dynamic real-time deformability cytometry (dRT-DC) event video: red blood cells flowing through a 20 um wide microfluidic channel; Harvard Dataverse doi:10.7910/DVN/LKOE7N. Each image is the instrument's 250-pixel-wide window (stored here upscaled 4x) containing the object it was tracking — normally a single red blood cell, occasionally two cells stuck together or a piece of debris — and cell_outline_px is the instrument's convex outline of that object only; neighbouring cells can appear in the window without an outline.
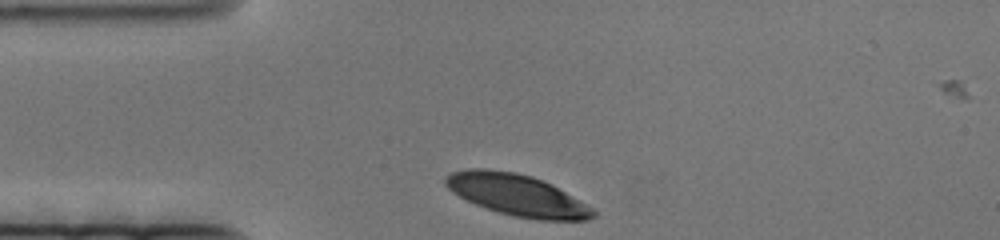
{"species": "human", "species_latin": "Homo sapiens", "temperature_condition": "cold", "stored_images_in_passage": 46, "camera_frame_rate_fps": 3000, "um_per_image_px": 0.085, "donor": {"sex": "female"}, "frame": {"image": 1, "passage_image": 1, "time_ms": 0.0, "image_size_px": [1000, 240], "cell_outline_px": [[596, 216], [588, 220], [536, 220], [516, 216], [500, 212], [476, 204], [452, 192], [444, 184], [444, 180], [452, 172], [468, 168], [484, 168], [516, 172], [532, 176], [544, 180], [552, 184], [592, 208], [596, 212]], "centroid_in_image_um": [43.96, 16.56], "position_along_channel_um": 41.0, "area_um2": 35.43}}
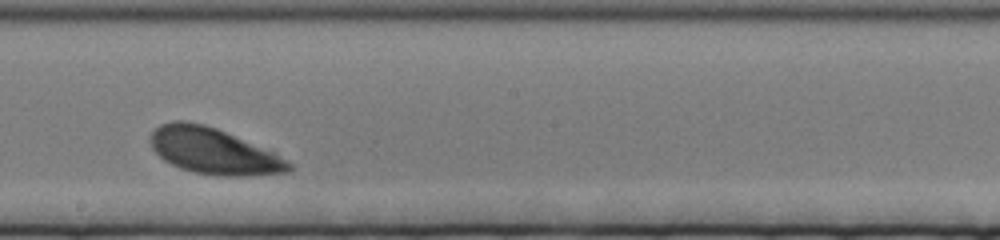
{"frame": {"image": 2, "passage_image": 27, "time_ms": 8.667, "image_size_px": [1000, 240], "cell_outline_px": [[292, 168], [288, 172], [244, 176], [224, 176], [196, 172], [180, 168], [164, 160], [152, 148], [148, 140], [152, 132], [160, 124], [172, 120], [184, 120], [204, 124], [216, 128], [272, 152], [292, 164]], "centroid_in_image_um": [18.09, 12.83], "position_along_channel_um": 230.1, "area_um2": 36.65}}
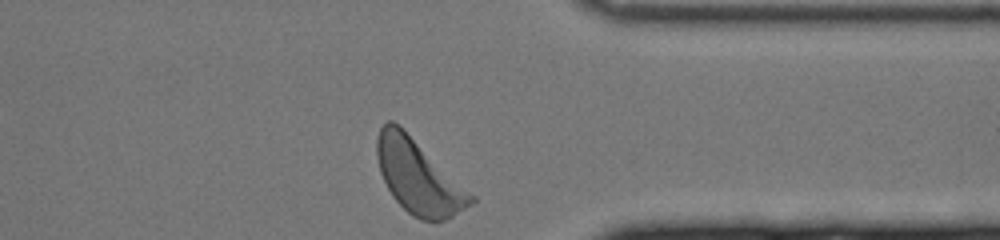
{"frame": {"image": 3, "passage_image": 46, "time_ms": 15.0, "image_size_px": [1000, 240], "cell_outline_px": [[476, 200], [472, 204], [452, 216], [444, 220], [420, 220], [412, 216], [392, 196], [380, 172], [376, 156], [376, 140], [380, 128], [388, 120], [392, 120], [476, 196]], "centroid_in_image_um": [35.56, 15.06], "position_along_channel_um": 375.8, "area_um2": 39.59}}